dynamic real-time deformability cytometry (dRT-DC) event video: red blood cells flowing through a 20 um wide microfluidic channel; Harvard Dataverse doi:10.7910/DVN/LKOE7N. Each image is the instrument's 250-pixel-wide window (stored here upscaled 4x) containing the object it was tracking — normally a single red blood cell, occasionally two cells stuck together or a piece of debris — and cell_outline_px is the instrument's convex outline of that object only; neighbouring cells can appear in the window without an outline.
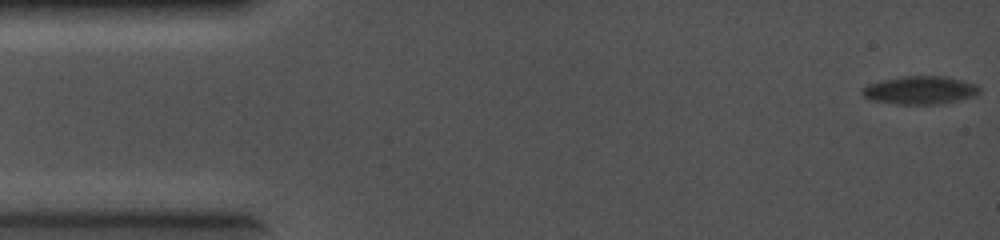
{"species": "common noctule bat (a hibernating species)", "species_latin": "Nyctalus noctula", "temperature_condition": "cold", "stored_images_in_passage": 69, "camera_frame_rate_fps": 5000, "um_per_image_px": 0.085, "animal": {"sex": "female", "body_mass_g": 19.0, "forearm_length_mm": 56.7}, "frame": {"image": 1, "passage_image": 1, "time_ms": 0.0, "image_size_px": [1000, 240], "cell_outline_px": [[980, 92], [972, 96], [940, 104], [896, 104], [872, 100], [864, 96], [860, 92], [868, 84], [880, 80], [904, 76], [944, 76], [976, 84], [980, 88]], "centroid_in_image_um": [78.17, 7.66], "position_along_channel_um": 6.8, "area_um2": 19.02}}
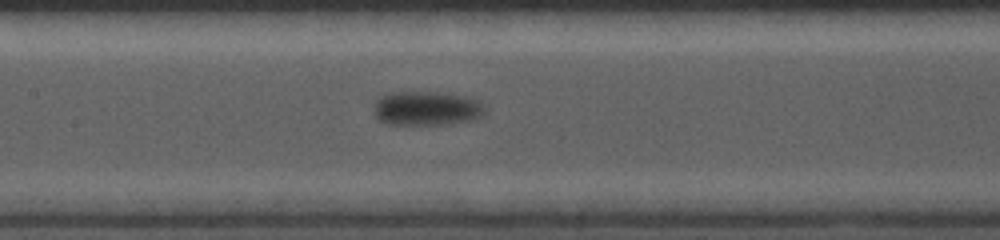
{"frame": {"image": 2, "passage_image": 32, "time_ms": 6.2, "image_size_px": [1000, 240], "cell_outline_px": [[484, 112], [480, 116], [468, 120], [452, 124], [388, 124], [380, 120], [376, 116], [376, 100], [380, 96], [388, 92], [436, 92], [464, 96], [480, 100], [484, 104]], "centroid_in_image_um": [36.27, 9.2], "position_along_channel_um": 171.1, "area_um2": 21.96}}
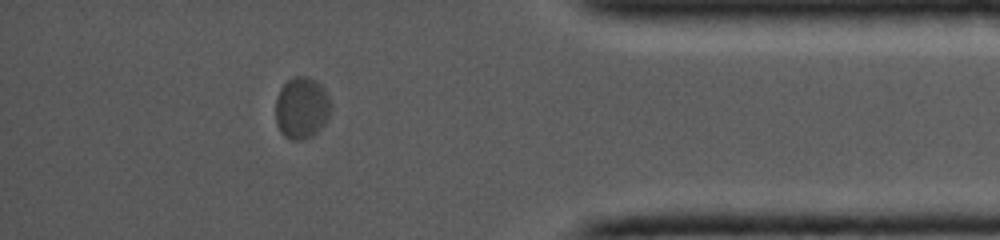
{"frame": {"image": 3, "passage_image": 60, "time_ms": 11.8, "image_size_px": [1000, 240], "cell_outline_px": [[332, 108], [328, 120], [312, 136], [300, 140], [292, 140], [284, 136], [280, 132], [276, 124], [276, 100], [280, 88], [292, 76], [304, 76], [316, 80], [324, 88], [332, 104]], "centroid_in_image_um": [25.66, 9.17], "position_along_channel_um": 409.5, "area_um2": 20.11}}